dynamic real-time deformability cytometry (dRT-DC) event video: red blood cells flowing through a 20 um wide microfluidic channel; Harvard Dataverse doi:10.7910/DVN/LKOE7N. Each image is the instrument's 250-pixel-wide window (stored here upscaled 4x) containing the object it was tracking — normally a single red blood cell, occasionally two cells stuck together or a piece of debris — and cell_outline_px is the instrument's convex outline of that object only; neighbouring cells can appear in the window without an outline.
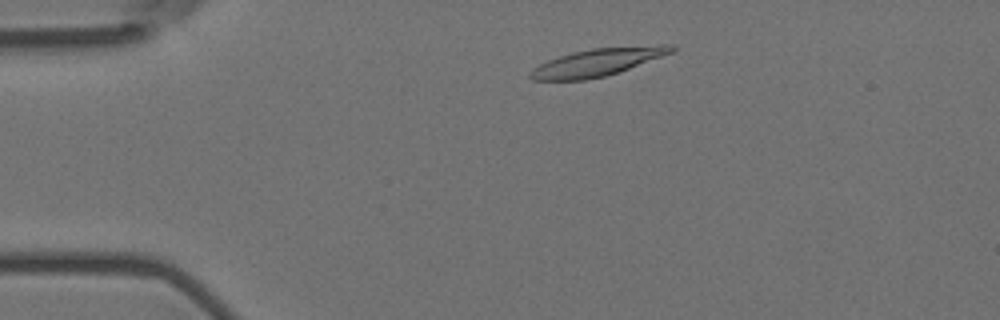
{"species": "Egyptian fruit bat (a non-hibernating species)", "species_latin": "Rousettus aegyptiacus", "temperature_condition": "room temperature", "stored_images_in_passage": 49, "camera_frame_rate_fps": 3000, "um_per_image_px": 0.085, "animal": {"sex": "female"}, "frame": {"image": 1, "passage_image": 4, "time_ms": 1.0, "image_size_px": [1000, 320], "cell_outline_px": [[680, 48], [676, 52], [604, 76], [584, 80], [532, 80], [528, 76], [528, 72], [532, 68], [548, 60], [572, 52], [592, 48], [660, 44], [676, 44]], "centroid_in_image_um": [50.87, 5.26], "position_along_channel_um": 34.1, "area_um2": 22.95}}
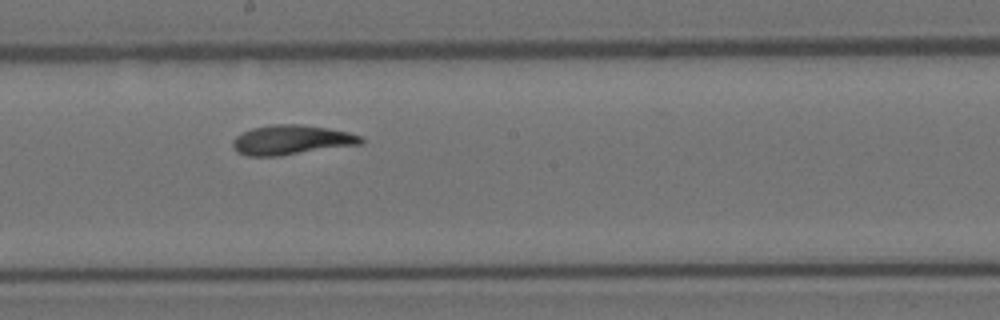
{"frame": {"image": 2, "passage_image": 23, "time_ms": 7.333, "image_size_px": [1000, 320], "cell_outline_px": [[364, 144], [280, 156], [248, 156], [236, 152], [232, 148], [232, 140], [236, 136], [252, 128], [268, 124], [300, 124], [328, 128], [348, 132], [364, 136]], "centroid_in_image_um": [24.79, 11.9], "position_along_channel_um": 223.4, "area_um2": 22.54}}
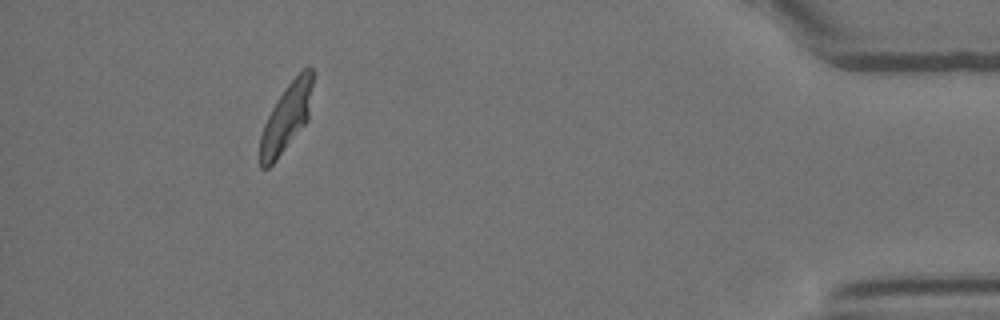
{"frame": {"image": 3, "passage_image": 43, "time_ms": 14.0, "image_size_px": [1000, 320], "cell_outline_px": [[312, 84], [308, 120], [276, 160], [268, 168], [260, 168], [260, 136], [264, 124], [276, 100], [284, 88], [308, 64], [312, 68]], "centroid_in_image_um": [24.33, 9.99], "position_along_channel_um": 410.9, "area_um2": 20.52}}